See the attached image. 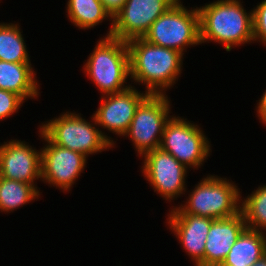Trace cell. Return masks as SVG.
Returning a JSON list of instances; mask_svg holds the SVG:
<instances>
[{
  "instance_id": "21",
  "label": "cell",
  "mask_w": 266,
  "mask_h": 266,
  "mask_svg": "<svg viewBox=\"0 0 266 266\" xmlns=\"http://www.w3.org/2000/svg\"><path fill=\"white\" fill-rule=\"evenodd\" d=\"M240 212L247 222L266 227V186L247 198Z\"/></svg>"
},
{
  "instance_id": "9",
  "label": "cell",
  "mask_w": 266,
  "mask_h": 266,
  "mask_svg": "<svg viewBox=\"0 0 266 266\" xmlns=\"http://www.w3.org/2000/svg\"><path fill=\"white\" fill-rule=\"evenodd\" d=\"M162 136L165 142L160 148L181 164L200 165L208 154L209 147L201 131L180 119L167 121Z\"/></svg>"
},
{
  "instance_id": "2",
  "label": "cell",
  "mask_w": 266,
  "mask_h": 266,
  "mask_svg": "<svg viewBox=\"0 0 266 266\" xmlns=\"http://www.w3.org/2000/svg\"><path fill=\"white\" fill-rule=\"evenodd\" d=\"M198 12L200 41H220L230 51L231 45L254 39L252 14L247 16L236 0L218 1Z\"/></svg>"
},
{
  "instance_id": "12",
  "label": "cell",
  "mask_w": 266,
  "mask_h": 266,
  "mask_svg": "<svg viewBox=\"0 0 266 266\" xmlns=\"http://www.w3.org/2000/svg\"><path fill=\"white\" fill-rule=\"evenodd\" d=\"M37 176L42 177L41 155L20 142L0 147V177L31 184Z\"/></svg>"
},
{
  "instance_id": "16",
  "label": "cell",
  "mask_w": 266,
  "mask_h": 266,
  "mask_svg": "<svg viewBox=\"0 0 266 266\" xmlns=\"http://www.w3.org/2000/svg\"><path fill=\"white\" fill-rule=\"evenodd\" d=\"M258 231L246 226L220 266H251L266 254V240Z\"/></svg>"
},
{
  "instance_id": "6",
  "label": "cell",
  "mask_w": 266,
  "mask_h": 266,
  "mask_svg": "<svg viewBox=\"0 0 266 266\" xmlns=\"http://www.w3.org/2000/svg\"><path fill=\"white\" fill-rule=\"evenodd\" d=\"M42 133L52 143L85 156L112 145L101 132L73 114L51 121L42 127Z\"/></svg>"
},
{
  "instance_id": "25",
  "label": "cell",
  "mask_w": 266,
  "mask_h": 266,
  "mask_svg": "<svg viewBox=\"0 0 266 266\" xmlns=\"http://www.w3.org/2000/svg\"><path fill=\"white\" fill-rule=\"evenodd\" d=\"M260 106L258 107L259 109V114L261 118L266 122V92L263 95L261 101H260Z\"/></svg>"
},
{
  "instance_id": "23",
  "label": "cell",
  "mask_w": 266,
  "mask_h": 266,
  "mask_svg": "<svg viewBox=\"0 0 266 266\" xmlns=\"http://www.w3.org/2000/svg\"><path fill=\"white\" fill-rule=\"evenodd\" d=\"M253 37H260L266 42V0L252 13Z\"/></svg>"
},
{
  "instance_id": "13",
  "label": "cell",
  "mask_w": 266,
  "mask_h": 266,
  "mask_svg": "<svg viewBox=\"0 0 266 266\" xmlns=\"http://www.w3.org/2000/svg\"><path fill=\"white\" fill-rule=\"evenodd\" d=\"M149 95L142 96L130 87L122 92L111 94L103 101L95 114V122L119 134H125L131 124L139 104Z\"/></svg>"
},
{
  "instance_id": "19",
  "label": "cell",
  "mask_w": 266,
  "mask_h": 266,
  "mask_svg": "<svg viewBox=\"0 0 266 266\" xmlns=\"http://www.w3.org/2000/svg\"><path fill=\"white\" fill-rule=\"evenodd\" d=\"M0 60L29 63L23 39L17 26L0 25Z\"/></svg>"
},
{
  "instance_id": "8",
  "label": "cell",
  "mask_w": 266,
  "mask_h": 266,
  "mask_svg": "<svg viewBox=\"0 0 266 266\" xmlns=\"http://www.w3.org/2000/svg\"><path fill=\"white\" fill-rule=\"evenodd\" d=\"M178 0H127L114 16L108 36L128 41L143 37L152 23Z\"/></svg>"
},
{
  "instance_id": "26",
  "label": "cell",
  "mask_w": 266,
  "mask_h": 266,
  "mask_svg": "<svg viewBox=\"0 0 266 266\" xmlns=\"http://www.w3.org/2000/svg\"><path fill=\"white\" fill-rule=\"evenodd\" d=\"M251 266H266V254H264L260 259H258L253 265Z\"/></svg>"
},
{
  "instance_id": "1",
  "label": "cell",
  "mask_w": 266,
  "mask_h": 266,
  "mask_svg": "<svg viewBox=\"0 0 266 266\" xmlns=\"http://www.w3.org/2000/svg\"><path fill=\"white\" fill-rule=\"evenodd\" d=\"M129 51L130 74L146 82L149 94H157L155 86L167 87L180 71L182 53L157 46L142 37L126 41Z\"/></svg>"
},
{
  "instance_id": "24",
  "label": "cell",
  "mask_w": 266,
  "mask_h": 266,
  "mask_svg": "<svg viewBox=\"0 0 266 266\" xmlns=\"http://www.w3.org/2000/svg\"><path fill=\"white\" fill-rule=\"evenodd\" d=\"M126 1L127 0H100L105 10L113 18L122 9Z\"/></svg>"
},
{
  "instance_id": "3",
  "label": "cell",
  "mask_w": 266,
  "mask_h": 266,
  "mask_svg": "<svg viewBox=\"0 0 266 266\" xmlns=\"http://www.w3.org/2000/svg\"><path fill=\"white\" fill-rule=\"evenodd\" d=\"M105 39L91 55L86 70L102 92L114 94L128 89L120 88L130 74L129 51L126 41L113 36Z\"/></svg>"
},
{
  "instance_id": "17",
  "label": "cell",
  "mask_w": 266,
  "mask_h": 266,
  "mask_svg": "<svg viewBox=\"0 0 266 266\" xmlns=\"http://www.w3.org/2000/svg\"><path fill=\"white\" fill-rule=\"evenodd\" d=\"M0 89L13 92L22 99L26 96L37 95L29 63L0 60Z\"/></svg>"
},
{
  "instance_id": "5",
  "label": "cell",
  "mask_w": 266,
  "mask_h": 266,
  "mask_svg": "<svg viewBox=\"0 0 266 266\" xmlns=\"http://www.w3.org/2000/svg\"><path fill=\"white\" fill-rule=\"evenodd\" d=\"M191 195L189 205L173 213H188L211 219L230 218L238 213V191L224 180L207 178Z\"/></svg>"
},
{
  "instance_id": "15",
  "label": "cell",
  "mask_w": 266,
  "mask_h": 266,
  "mask_svg": "<svg viewBox=\"0 0 266 266\" xmlns=\"http://www.w3.org/2000/svg\"><path fill=\"white\" fill-rule=\"evenodd\" d=\"M169 218L178 238L195 257L197 266H204L206 239L214 219L188 213H173Z\"/></svg>"
},
{
  "instance_id": "14",
  "label": "cell",
  "mask_w": 266,
  "mask_h": 266,
  "mask_svg": "<svg viewBox=\"0 0 266 266\" xmlns=\"http://www.w3.org/2000/svg\"><path fill=\"white\" fill-rule=\"evenodd\" d=\"M245 221L241 212L230 218L213 220L205 244L204 266L222 264L232 245L246 228Z\"/></svg>"
},
{
  "instance_id": "4",
  "label": "cell",
  "mask_w": 266,
  "mask_h": 266,
  "mask_svg": "<svg viewBox=\"0 0 266 266\" xmlns=\"http://www.w3.org/2000/svg\"><path fill=\"white\" fill-rule=\"evenodd\" d=\"M149 43L182 53L186 44L200 43L199 12L188 13L176 2L159 16L142 37Z\"/></svg>"
},
{
  "instance_id": "18",
  "label": "cell",
  "mask_w": 266,
  "mask_h": 266,
  "mask_svg": "<svg viewBox=\"0 0 266 266\" xmlns=\"http://www.w3.org/2000/svg\"><path fill=\"white\" fill-rule=\"evenodd\" d=\"M38 192L32 184L0 177V209H14L32 200Z\"/></svg>"
},
{
  "instance_id": "11",
  "label": "cell",
  "mask_w": 266,
  "mask_h": 266,
  "mask_svg": "<svg viewBox=\"0 0 266 266\" xmlns=\"http://www.w3.org/2000/svg\"><path fill=\"white\" fill-rule=\"evenodd\" d=\"M50 143L41 153V176L51 183L68 189L85 164V155Z\"/></svg>"
},
{
  "instance_id": "7",
  "label": "cell",
  "mask_w": 266,
  "mask_h": 266,
  "mask_svg": "<svg viewBox=\"0 0 266 266\" xmlns=\"http://www.w3.org/2000/svg\"><path fill=\"white\" fill-rule=\"evenodd\" d=\"M168 110V101L160 92L149 94L139 104L126 133H130L140 154L160 148L162 142L155 135L160 131L162 136Z\"/></svg>"
},
{
  "instance_id": "20",
  "label": "cell",
  "mask_w": 266,
  "mask_h": 266,
  "mask_svg": "<svg viewBox=\"0 0 266 266\" xmlns=\"http://www.w3.org/2000/svg\"><path fill=\"white\" fill-rule=\"evenodd\" d=\"M68 12L71 20L81 28L94 26L110 16L100 0H69Z\"/></svg>"
},
{
  "instance_id": "22",
  "label": "cell",
  "mask_w": 266,
  "mask_h": 266,
  "mask_svg": "<svg viewBox=\"0 0 266 266\" xmlns=\"http://www.w3.org/2000/svg\"><path fill=\"white\" fill-rule=\"evenodd\" d=\"M22 101L19 95L0 89V119L16 111Z\"/></svg>"
},
{
  "instance_id": "10",
  "label": "cell",
  "mask_w": 266,
  "mask_h": 266,
  "mask_svg": "<svg viewBox=\"0 0 266 266\" xmlns=\"http://www.w3.org/2000/svg\"><path fill=\"white\" fill-rule=\"evenodd\" d=\"M144 173L153 186L167 198L183 190L185 166L170 153L156 148L145 154Z\"/></svg>"
}]
</instances>
